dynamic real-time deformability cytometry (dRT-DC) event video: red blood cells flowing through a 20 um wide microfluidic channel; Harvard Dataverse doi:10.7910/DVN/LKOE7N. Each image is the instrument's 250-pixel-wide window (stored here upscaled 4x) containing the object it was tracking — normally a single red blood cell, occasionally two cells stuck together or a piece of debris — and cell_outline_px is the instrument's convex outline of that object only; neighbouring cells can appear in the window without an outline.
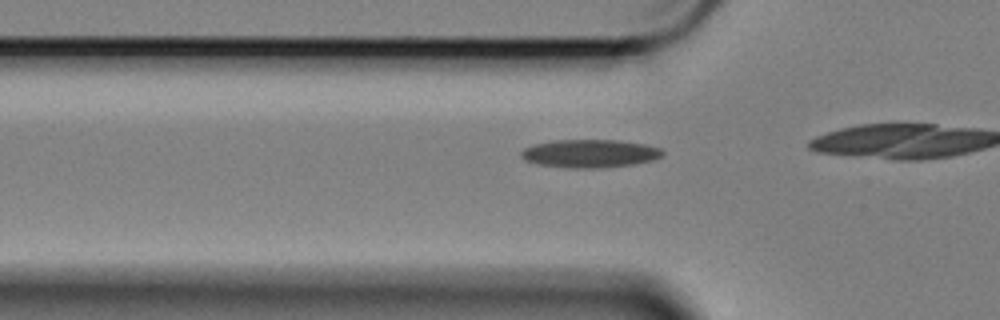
{"species": "Egyptian fruit bat (a non-hibernating species)", "species_latin": "Rousettus aegyptiacus", "temperature_condition": "cold", "stored_images_in_passage": 8, "camera_frame_rate_fps": 3000, "um_per_image_px": 0.085, "animal": {"sex": "female"}, "frame": {"image": 1, "passage_image": 2, "time_ms": 0.333, "image_size_px": [1000, 320], "cell_outline_px": [[664, 156], [652, 160], [632, 164], [600, 168], [568, 168], [536, 164], [524, 160], [520, 156], [520, 152], [524, 148], [532, 144], [552, 140], [620, 140], [644, 144], [660, 148], [664, 152]], "centroid_in_image_um": [50.1, 13.04], "position_along_channel_um": 75.7, "area_um2": 23.41}}
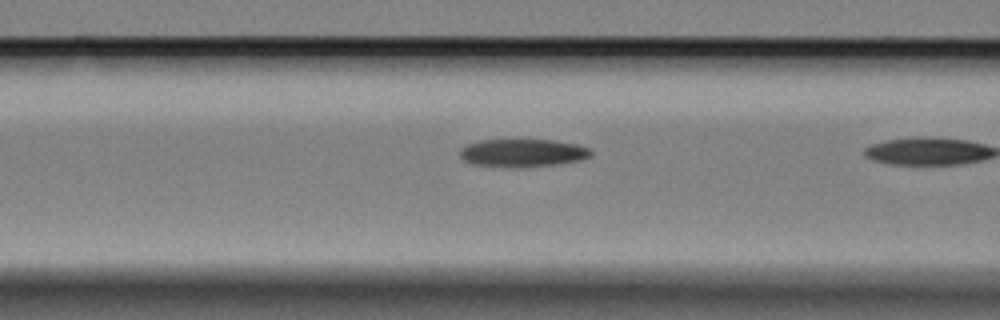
{"frame": {"image": 2, "passage_image": 6, "time_ms": 1.667, "image_size_px": [1000, 320], "cell_outline_px": [[592, 156], [580, 160], [556, 164], [524, 168], [504, 168], [472, 164], [464, 160], [460, 156], [460, 152], [468, 144], [480, 140], [552, 140], [580, 144], [592, 148]], "centroid_in_image_um": [44.48, 13.01], "position_along_channel_um": 122.1, "area_um2": 21.68}}